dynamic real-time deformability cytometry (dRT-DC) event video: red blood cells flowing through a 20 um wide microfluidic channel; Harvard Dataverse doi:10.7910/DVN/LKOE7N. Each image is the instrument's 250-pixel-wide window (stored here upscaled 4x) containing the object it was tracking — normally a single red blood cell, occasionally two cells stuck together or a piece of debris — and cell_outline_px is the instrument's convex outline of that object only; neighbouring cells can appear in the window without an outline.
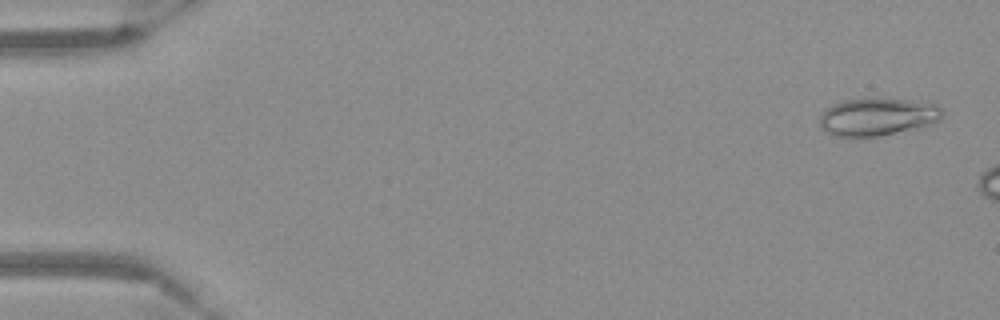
{"species": "Egyptian fruit bat (a non-hibernating species)", "species_latin": "Rousettus aegyptiacus", "temperature_condition": "warm", "stored_images_in_passage": 7, "camera_frame_rate_fps": 3000, "um_per_image_px": 0.085, "frame": {"image": 1, "passage_image": 2, "time_ms": 0.333, "image_size_px": [1000, 320], "cell_outline_px": [[944, 116], [940, 120], [928, 124], [880, 136], [848, 140], [824, 132], [820, 124], [820, 116], [832, 104], [844, 100], [864, 96], [876, 96], [908, 100], [936, 104], [944, 108]], "centroid_in_image_um": [74.54, 9.92], "position_along_channel_um": 10.5, "area_um2": 27.98}}